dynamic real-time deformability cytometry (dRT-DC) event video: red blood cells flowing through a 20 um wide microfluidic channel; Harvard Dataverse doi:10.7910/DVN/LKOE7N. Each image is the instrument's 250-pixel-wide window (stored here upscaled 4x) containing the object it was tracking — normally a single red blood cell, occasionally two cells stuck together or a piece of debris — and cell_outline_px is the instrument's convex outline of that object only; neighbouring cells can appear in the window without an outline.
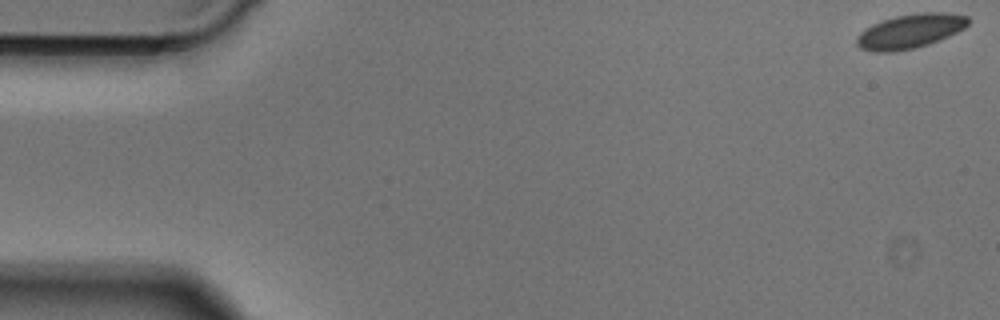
{"species": "Egyptian fruit bat (a non-hibernating species)", "species_latin": "Rousettus aegyptiacus", "temperature_condition": "cold", "stored_images_in_passage": 50, "camera_frame_rate_fps": 3000, "um_per_image_px": 0.085, "animal": {"sex": "male"}, "frame": {"image": 1, "passage_image": 1, "time_ms": 0.0, "image_size_px": [1000, 320], "cell_outline_px": [[968, 24], [964, 28], [940, 40], [916, 48], [896, 52], [876, 52], [860, 48], [856, 44], [856, 36], [860, 32], [872, 24], [896, 16], [920, 12], [944, 12], [968, 16]], "centroid_in_image_um": [77.34, 2.66], "position_along_channel_um": 7.7, "area_um2": 22.31}}
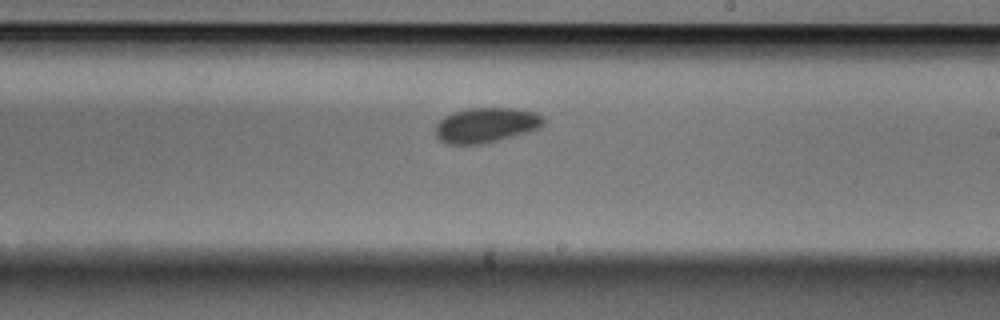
{"frame": {"image": 2, "passage_image": 29, "time_ms": 9.333, "image_size_px": [1000, 320], "cell_outline_px": [[544, 124], [536, 128], [524, 132], [496, 140], [480, 144], [448, 144], [440, 140], [436, 136], [436, 124], [444, 116], [452, 112], [468, 108], [516, 108], [536, 112], [544, 120]], "centroid_in_image_um": [41.26, 10.61], "position_along_channel_um": 247.7, "area_um2": 21.68}}
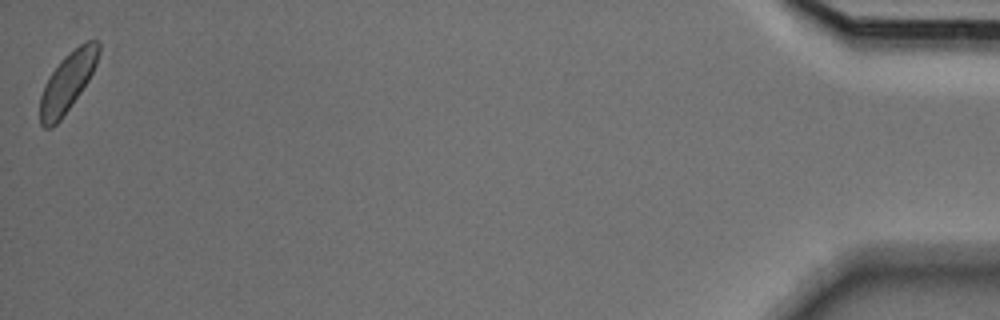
{"frame": {"image": 3, "passage_image": 50, "time_ms": 16.333, "image_size_px": [1000, 320], "cell_outline_px": [[100, 52], [96, 64], [88, 80], [80, 92], [60, 120], [52, 128], [44, 128], [40, 124], [40, 96], [44, 84], [48, 76], [60, 60], [80, 44], [88, 40], [100, 40]], "centroid_in_image_um": [5.72, 6.97], "position_along_channel_um": 429.5, "area_um2": 20.11}}